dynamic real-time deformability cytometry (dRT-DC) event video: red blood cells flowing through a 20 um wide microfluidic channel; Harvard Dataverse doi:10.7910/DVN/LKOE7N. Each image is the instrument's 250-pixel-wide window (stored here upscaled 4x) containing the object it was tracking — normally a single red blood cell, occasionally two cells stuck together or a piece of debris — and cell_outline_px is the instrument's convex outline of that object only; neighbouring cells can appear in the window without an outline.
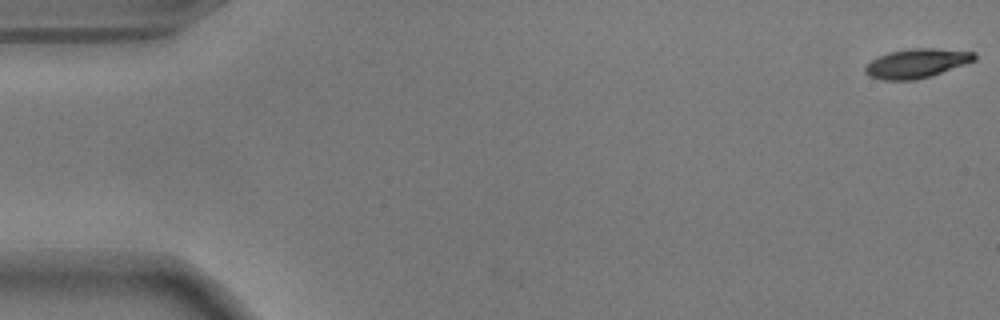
{"species": "common noctule bat (a hibernating species)", "species_latin": "Nyctalus noctula", "temperature_condition": "warm", "stored_images_in_passage": 48, "camera_frame_rate_fps": 3000, "um_per_image_px": 0.085, "animal": {"sex": "male", "body_mass_g": 17.9}, "frame": {"image": 1, "passage_image": 1, "time_ms": 0.0, "image_size_px": [1000, 320], "cell_outline_px": [[976, 60], [916, 80], [884, 80], [868, 76], [864, 72], [864, 68], [872, 60], [888, 52], [912, 48], [932, 48], [976, 52]], "centroid_in_image_um": [77.89, 5.38], "position_along_channel_um": 7.1, "area_um2": 18.32}}
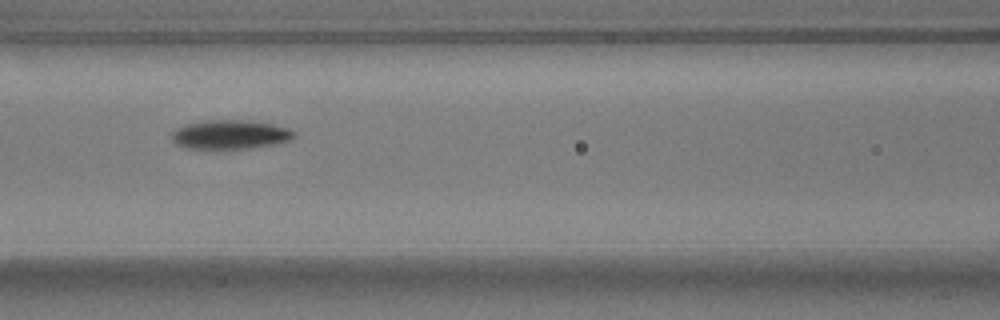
{"frame": {"image": 2, "passage_image": 24, "time_ms": 7.667, "image_size_px": [1000, 320], "cell_outline_px": [[296, 136], [292, 140], [252, 148], [188, 148], [176, 144], [172, 140], [172, 132], [176, 128], [184, 124], [204, 120], [248, 120], [272, 124], [288, 128], [296, 132]], "centroid_in_image_um": [19.57, 11.42], "position_along_channel_um": 147.0, "area_um2": 20.75}}
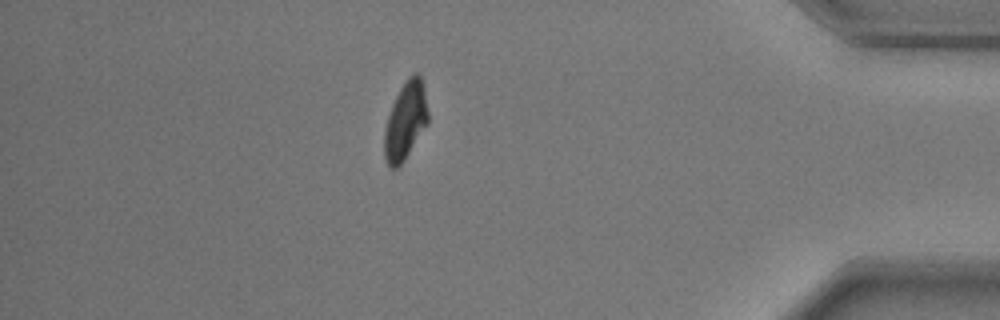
{"frame": {"image": 3, "passage_image": 48, "time_ms": 15.667, "image_size_px": [1000, 320], "cell_outline_px": [[428, 124], [404, 160], [396, 168], [392, 168], [388, 164], [384, 156], [384, 132], [388, 116], [392, 104], [400, 88], [408, 76], [412, 72], [416, 72], [420, 76], [424, 88], [428, 112]], "centroid_in_image_um": [34.47, 10.25], "position_along_channel_um": 400.7, "area_um2": 19.71}, "authors_computed_cell_mechanics": {"area_um2": 20.4901, "velocity_mm_per_s": 3.6778, "shape_relaxation_time_tau1_ms": 2.6354, "shape_relaxation_time_tau2_ms": 1.7896, "deformation_change_tau1": 0.1631, "deformation_change_tau2": 0.0676}}